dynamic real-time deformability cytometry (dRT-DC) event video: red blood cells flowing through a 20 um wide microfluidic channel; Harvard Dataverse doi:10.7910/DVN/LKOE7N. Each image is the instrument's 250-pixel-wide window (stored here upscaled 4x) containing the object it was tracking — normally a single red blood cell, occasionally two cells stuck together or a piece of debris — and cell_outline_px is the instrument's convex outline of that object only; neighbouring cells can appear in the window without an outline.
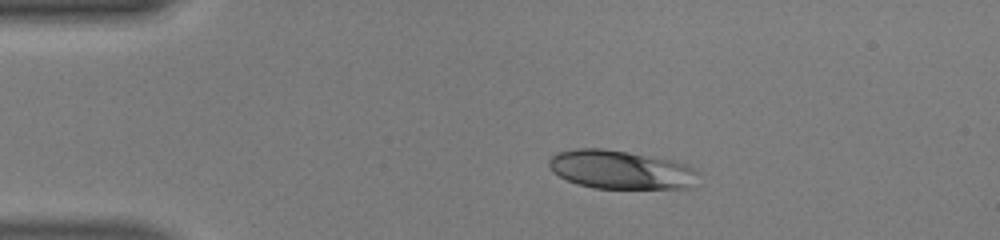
{"species": "human", "species_latin": "Homo sapiens", "temperature_condition": "warm", "stored_images_in_passage": 48, "camera_frame_rate_fps": 3000, "um_per_image_px": 0.085, "donor": {"sex": "male"}, "frame": {"image": 1, "passage_image": 9, "time_ms": 2.667, "image_size_px": [1000, 240], "cell_outline_px": [[700, 172], [692, 188], [596, 188], [576, 184], [560, 176], [548, 164], [548, 160], [556, 152], [576, 148], [604, 148], [628, 152], [668, 160], [684, 164], [696, 168]], "centroid_in_image_um": [52.77, 14.42], "position_along_channel_um": 32.2, "area_um2": 33.47}}
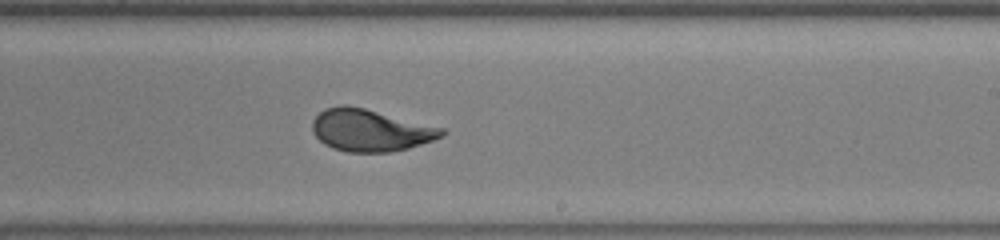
{"frame": {"image": 2, "passage_image": 29, "time_ms": 9.333, "image_size_px": [1000, 240], "cell_outline_px": [[448, 132], [444, 136], [408, 148], [388, 152], [348, 152], [332, 148], [324, 144], [312, 132], [312, 120], [324, 108], [340, 104], [348, 104], [444, 128]], "centroid_in_image_um": [31.46, 11.06], "position_along_channel_um": 257.5, "area_um2": 31.79}}
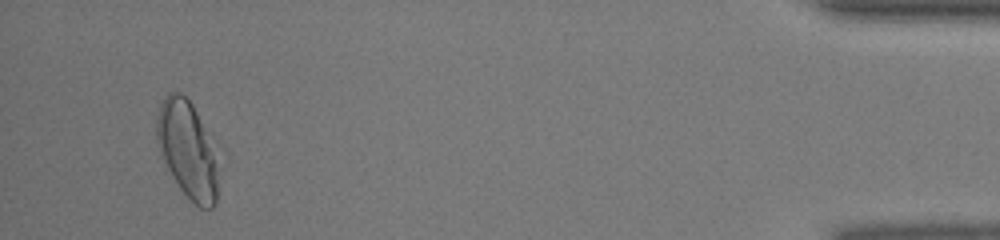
{"frame": {"image": 3, "passage_image": 46, "time_ms": 15.0, "image_size_px": [1000, 240], "cell_outline_px": [[228, 152], [216, 204], [212, 208], [200, 208], [180, 188], [172, 176], [156, 144], [156, 116], [160, 104], [164, 96], [168, 92], [180, 92], [192, 104], [224, 144]], "centroid_in_image_um": [16.19, 12.71], "position_along_channel_um": 419.0, "area_um2": 38.84}, "authors_computed_cell_mechanics": {"area_um2": 32.3391, "velocity_mm_per_s": 4.1719, "shape_relaxation_time_tau1_ms": 4.7081, "shape_relaxation_time_tau2_ms": null, "deformation_change_tau1": 0.2055, "deformation_change_tau2": null}}